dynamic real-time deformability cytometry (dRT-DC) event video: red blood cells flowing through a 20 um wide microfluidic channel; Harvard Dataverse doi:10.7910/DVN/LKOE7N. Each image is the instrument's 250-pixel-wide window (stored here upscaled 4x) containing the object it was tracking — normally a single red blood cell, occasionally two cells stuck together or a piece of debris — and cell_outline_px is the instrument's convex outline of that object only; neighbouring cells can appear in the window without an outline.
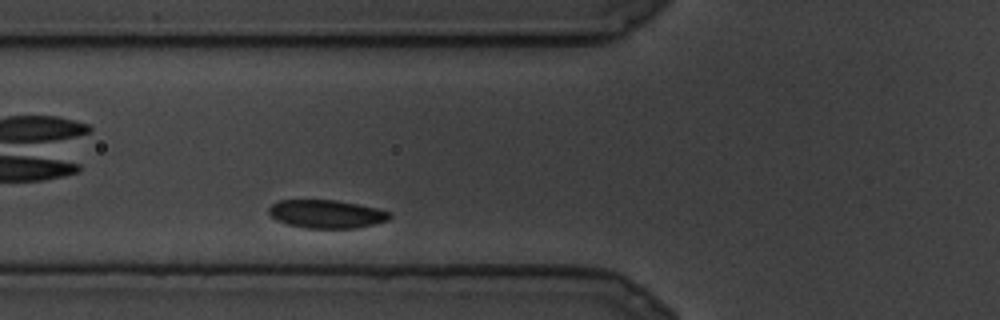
{"species": "common noctule bat (a hibernating species)", "species_latin": "Nyctalus noctula", "temperature_condition": "cold", "stored_images_in_passage": 17, "camera_frame_rate_fps": 3000, "um_per_image_px": 0.085, "animal": {"sex": "male", "body_mass_g": 19.5, "forearm_length_mm": 54.6}, "frame": {"image": 1, "passage_image": 3, "time_ms": 0.667, "image_size_px": [1000, 320], "cell_outline_px": [[392, 216], [388, 220], [356, 228], [304, 228], [288, 224], [276, 220], [268, 212], [268, 208], [276, 200], [336, 200], [360, 204], [392, 212]], "centroid_in_image_um": [27.75, 18.18], "position_along_channel_um": 98.1, "area_um2": 20.0}}
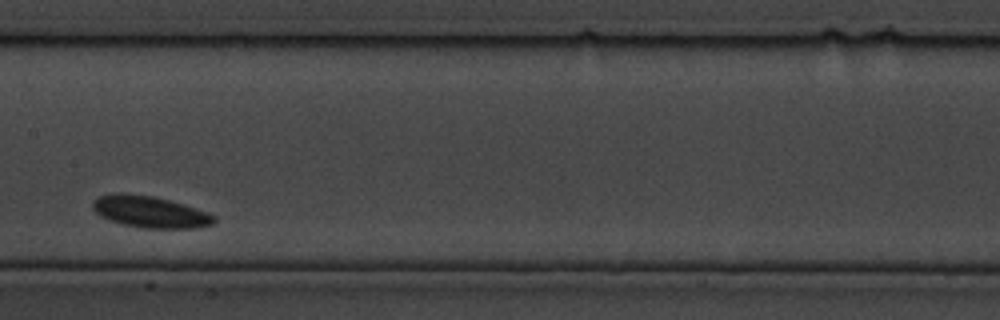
{"frame": {"image": 2, "passage_image": 8, "time_ms": 2.333, "image_size_px": [1000, 320], "cell_outline_px": [[216, 220], [212, 224], [196, 228], [140, 228], [108, 220], [100, 216], [92, 208], [92, 200], [96, 196], [120, 192], [152, 196], [184, 204], [216, 216]], "centroid_in_image_um": [12.7, 18.0], "position_along_channel_um": 194.7, "area_um2": 22.43}}
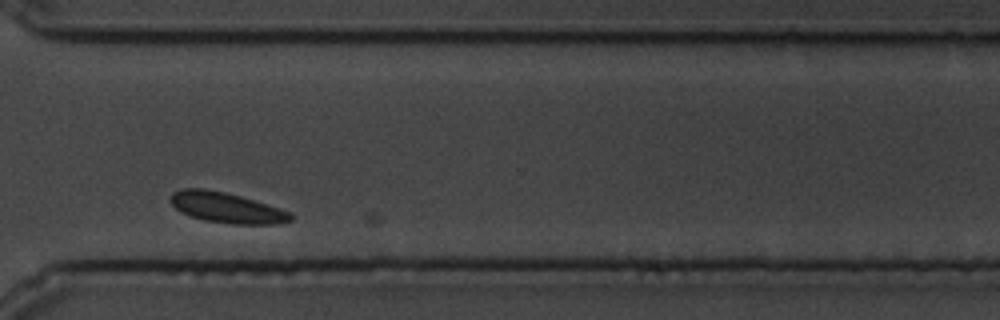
{"frame": {"image": 3, "passage_image": 15, "time_ms": 4.667, "image_size_px": [1000, 320], "cell_outline_px": [[296, 216], [292, 220], [280, 224], [228, 224], [204, 220], [180, 212], [168, 200], [172, 192], [180, 188], [204, 188], [224, 192], [240, 196], [268, 204], [292, 212]], "centroid_in_image_um": [19.28, 17.65], "position_along_channel_um": 351.3, "area_um2": 21.68}}